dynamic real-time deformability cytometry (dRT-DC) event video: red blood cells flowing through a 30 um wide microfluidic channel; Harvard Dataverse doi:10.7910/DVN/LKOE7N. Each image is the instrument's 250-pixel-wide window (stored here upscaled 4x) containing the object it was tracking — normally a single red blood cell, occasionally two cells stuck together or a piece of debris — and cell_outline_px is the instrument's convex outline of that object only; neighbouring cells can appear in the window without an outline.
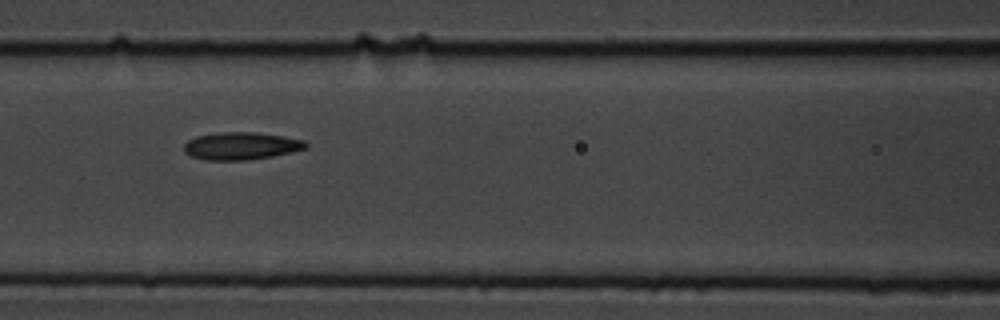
{"species": "common noctule bat (a hibernating species)", "species_latin": "Nyctalus noctula", "temperature_condition": "cold", "stored_images_in_passage": 9, "segment_of_instrument_passage": [1, 2], "camera_frame_rate_fps": 3000, "um_per_image_px": 0.085, "animal": {"sex": "male", "body_mass_g": 19.5, "forearm_length_mm": 54.6}, "frame": {"image": 1, "passage_image": 4, "time_ms": 1.0, "image_size_px": [1000, 320], "cell_outline_px": [[308, 148], [292, 152], [272, 156], [248, 160], [204, 160], [192, 156], [184, 152], [184, 144], [188, 140], [196, 136], [216, 132], [256, 132], [284, 136], [304, 140], [308, 144]], "centroid_in_image_um": [20.5, 12.4], "position_along_channel_um": 146.1, "area_um2": 19.71}}
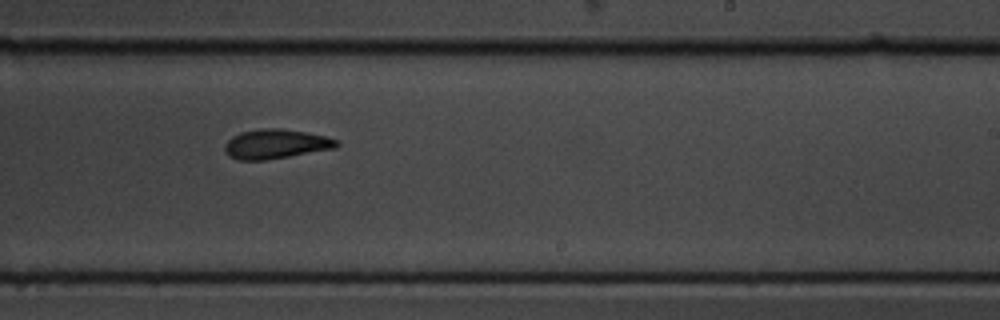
{"frame": {"image": 2, "passage_image": 7, "time_ms": 2.0, "image_size_px": [1000, 320], "cell_outline_px": [[340, 144], [336, 148], [264, 160], [236, 160], [228, 156], [224, 148], [224, 144], [232, 136], [240, 132], [260, 128], [280, 128], [304, 132], [324, 136], [340, 140]], "centroid_in_image_um": [23.42, 12.24], "position_along_channel_um": 265.6, "area_um2": 19.25}}
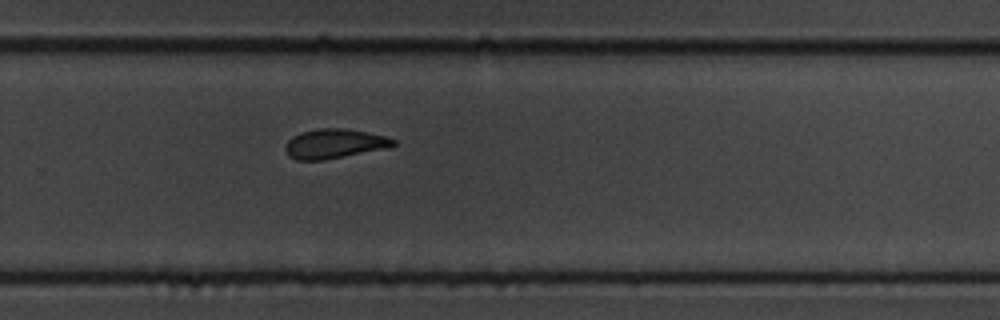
{"frame": {"image": 3, "passage_image": 8, "time_ms": 2.333, "image_size_px": [1000, 320], "cell_outline_px": [[396, 144], [392, 148], [324, 160], [296, 160], [288, 156], [284, 148], [288, 140], [292, 136], [300, 132], [320, 128], [344, 128], [384, 136], [396, 140]], "centroid_in_image_um": [28.43, 12.23], "position_along_channel_um": 301.4, "area_um2": 18.79}}